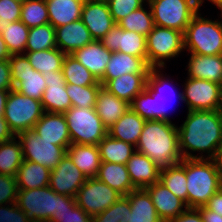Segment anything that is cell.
<instances>
[{"instance_id": "29", "label": "cell", "mask_w": 222, "mask_h": 222, "mask_svg": "<svg viewBox=\"0 0 222 222\" xmlns=\"http://www.w3.org/2000/svg\"><path fill=\"white\" fill-rule=\"evenodd\" d=\"M66 154L86 178H96L101 164L98 145L71 144Z\"/></svg>"}, {"instance_id": "30", "label": "cell", "mask_w": 222, "mask_h": 222, "mask_svg": "<svg viewBox=\"0 0 222 222\" xmlns=\"http://www.w3.org/2000/svg\"><path fill=\"white\" fill-rule=\"evenodd\" d=\"M48 8L49 23L54 27L81 19L85 0H45Z\"/></svg>"}, {"instance_id": "15", "label": "cell", "mask_w": 222, "mask_h": 222, "mask_svg": "<svg viewBox=\"0 0 222 222\" xmlns=\"http://www.w3.org/2000/svg\"><path fill=\"white\" fill-rule=\"evenodd\" d=\"M99 41L111 52L119 51L147 62L146 36L142 34L124 30L115 24Z\"/></svg>"}, {"instance_id": "17", "label": "cell", "mask_w": 222, "mask_h": 222, "mask_svg": "<svg viewBox=\"0 0 222 222\" xmlns=\"http://www.w3.org/2000/svg\"><path fill=\"white\" fill-rule=\"evenodd\" d=\"M46 82V89L41 98L44 112L64 113L72 103L67 94L66 81L62 70L43 73Z\"/></svg>"}, {"instance_id": "43", "label": "cell", "mask_w": 222, "mask_h": 222, "mask_svg": "<svg viewBox=\"0 0 222 222\" xmlns=\"http://www.w3.org/2000/svg\"><path fill=\"white\" fill-rule=\"evenodd\" d=\"M102 85L80 86L66 84L67 94L73 107L94 108L98 91Z\"/></svg>"}, {"instance_id": "41", "label": "cell", "mask_w": 222, "mask_h": 222, "mask_svg": "<svg viewBox=\"0 0 222 222\" xmlns=\"http://www.w3.org/2000/svg\"><path fill=\"white\" fill-rule=\"evenodd\" d=\"M148 9L150 10H145V7L142 6L141 8L132 11L117 24L124 30L134 31L147 36L155 26L150 6Z\"/></svg>"}, {"instance_id": "50", "label": "cell", "mask_w": 222, "mask_h": 222, "mask_svg": "<svg viewBox=\"0 0 222 222\" xmlns=\"http://www.w3.org/2000/svg\"><path fill=\"white\" fill-rule=\"evenodd\" d=\"M14 89L9 60H0V90Z\"/></svg>"}, {"instance_id": "56", "label": "cell", "mask_w": 222, "mask_h": 222, "mask_svg": "<svg viewBox=\"0 0 222 222\" xmlns=\"http://www.w3.org/2000/svg\"><path fill=\"white\" fill-rule=\"evenodd\" d=\"M11 57V54L9 53V50L7 49L5 41L2 39L1 33H0V60H9Z\"/></svg>"}, {"instance_id": "2", "label": "cell", "mask_w": 222, "mask_h": 222, "mask_svg": "<svg viewBox=\"0 0 222 222\" xmlns=\"http://www.w3.org/2000/svg\"><path fill=\"white\" fill-rule=\"evenodd\" d=\"M178 126L172 121L146 120L136 151L148 156L159 168L180 163Z\"/></svg>"}, {"instance_id": "7", "label": "cell", "mask_w": 222, "mask_h": 222, "mask_svg": "<svg viewBox=\"0 0 222 222\" xmlns=\"http://www.w3.org/2000/svg\"><path fill=\"white\" fill-rule=\"evenodd\" d=\"M63 114L67 121L71 144L98 145L107 135V128L95 108L72 106Z\"/></svg>"}, {"instance_id": "33", "label": "cell", "mask_w": 222, "mask_h": 222, "mask_svg": "<svg viewBox=\"0 0 222 222\" xmlns=\"http://www.w3.org/2000/svg\"><path fill=\"white\" fill-rule=\"evenodd\" d=\"M51 170L38 163L23 160L16 176L18 190L42 188L49 185Z\"/></svg>"}, {"instance_id": "18", "label": "cell", "mask_w": 222, "mask_h": 222, "mask_svg": "<svg viewBox=\"0 0 222 222\" xmlns=\"http://www.w3.org/2000/svg\"><path fill=\"white\" fill-rule=\"evenodd\" d=\"M81 20L94 40L102 39L116 24L106 1L85 0Z\"/></svg>"}, {"instance_id": "24", "label": "cell", "mask_w": 222, "mask_h": 222, "mask_svg": "<svg viewBox=\"0 0 222 222\" xmlns=\"http://www.w3.org/2000/svg\"><path fill=\"white\" fill-rule=\"evenodd\" d=\"M109 51L99 40L75 50L71 56L86 67L99 81L105 73L106 65L111 58Z\"/></svg>"}, {"instance_id": "40", "label": "cell", "mask_w": 222, "mask_h": 222, "mask_svg": "<svg viewBox=\"0 0 222 222\" xmlns=\"http://www.w3.org/2000/svg\"><path fill=\"white\" fill-rule=\"evenodd\" d=\"M28 35L29 28L21 20L11 22L1 32L2 39L5 41L11 55L25 54Z\"/></svg>"}, {"instance_id": "3", "label": "cell", "mask_w": 222, "mask_h": 222, "mask_svg": "<svg viewBox=\"0 0 222 222\" xmlns=\"http://www.w3.org/2000/svg\"><path fill=\"white\" fill-rule=\"evenodd\" d=\"M162 69L163 68L150 69L147 77V87L139 93L130 104L131 109L145 120L171 121L167 114L169 108L168 103L173 100L172 97L174 98L175 96V98L183 101L182 92L178 93L174 89L171 83L172 81L168 79L169 77L167 76L166 78V75L163 76L161 73L160 70ZM164 91L166 92L165 94L171 91V95L163 94Z\"/></svg>"}, {"instance_id": "6", "label": "cell", "mask_w": 222, "mask_h": 222, "mask_svg": "<svg viewBox=\"0 0 222 222\" xmlns=\"http://www.w3.org/2000/svg\"><path fill=\"white\" fill-rule=\"evenodd\" d=\"M184 49L197 55H222V21L192 17L184 33Z\"/></svg>"}, {"instance_id": "13", "label": "cell", "mask_w": 222, "mask_h": 222, "mask_svg": "<svg viewBox=\"0 0 222 222\" xmlns=\"http://www.w3.org/2000/svg\"><path fill=\"white\" fill-rule=\"evenodd\" d=\"M123 195L112 189L106 183L97 178H87L86 182L78 190L75 201L88 215L94 217L108 209Z\"/></svg>"}, {"instance_id": "19", "label": "cell", "mask_w": 222, "mask_h": 222, "mask_svg": "<svg viewBox=\"0 0 222 222\" xmlns=\"http://www.w3.org/2000/svg\"><path fill=\"white\" fill-rule=\"evenodd\" d=\"M32 130L54 145L65 146L66 148L71 145V137L63 113L44 112Z\"/></svg>"}, {"instance_id": "20", "label": "cell", "mask_w": 222, "mask_h": 222, "mask_svg": "<svg viewBox=\"0 0 222 222\" xmlns=\"http://www.w3.org/2000/svg\"><path fill=\"white\" fill-rule=\"evenodd\" d=\"M145 190L150 195L155 210L163 222H169L188 208L183 200L176 197L160 181L149 185Z\"/></svg>"}, {"instance_id": "37", "label": "cell", "mask_w": 222, "mask_h": 222, "mask_svg": "<svg viewBox=\"0 0 222 222\" xmlns=\"http://www.w3.org/2000/svg\"><path fill=\"white\" fill-rule=\"evenodd\" d=\"M30 65L41 74L48 71L62 70L63 61L66 56L59 48L43 51L25 52Z\"/></svg>"}, {"instance_id": "27", "label": "cell", "mask_w": 222, "mask_h": 222, "mask_svg": "<svg viewBox=\"0 0 222 222\" xmlns=\"http://www.w3.org/2000/svg\"><path fill=\"white\" fill-rule=\"evenodd\" d=\"M95 111L102 120L103 125L109 129L120 117H122L130 108V104L117 98L101 87L98 91Z\"/></svg>"}, {"instance_id": "16", "label": "cell", "mask_w": 222, "mask_h": 222, "mask_svg": "<svg viewBox=\"0 0 222 222\" xmlns=\"http://www.w3.org/2000/svg\"><path fill=\"white\" fill-rule=\"evenodd\" d=\"M86 176L65 154L58 166L51 170L49 187L56 193L75 198L78 190L86 182Z\"/></svg>"}, {"instance_id": "28", "label": "cell", "mask_w": 222, "mask_h": 222, "mask_svg": "<svg viewBox=\"0 0 222 222\" xmlns=\"http://www.w3.org/2000/svg\"><path fill=\"white\" fill-rule=\"evenodd\" d=\"M146 120L135 113L131 107L109 129L107 134L136 147Z\"/></svg>"}, {"instance_id": "46", "label": "cell", "mask_w": 222, "mask_h": 222, "mask_svg": "<svg viewBox=\"0 0 222 222\" xmlns=\"http://www.w3.org/2000/svg\"><path fill=\"white\" fill-rule=\"evenodd\" d=\"M23 1L0 0V33L3 32L11 22L20 20Z\"/></svg>"}, {"instance_id": "21", "label": "cell", "mask_w": 222, "mask_h": 222, "mask_svg": "<svg viewBox=\"0 0 222 222\" xmlns=\"http://www.w3.org/2000/svg\"><path fill=\"white\" fill-rule=\"evenodd\" d=\"M57 48L66 55L94 41L81 19L55 28Z\"/></svg>"}, {"instance_id": "51", "label": "cell", "mask_w": 222, "mask_h": 222, "mask_svg": "<svg viewBox=\"0 0 222 222\" xmlns=\"http://www.w3.org/2000/svg\"><path fill=\"white\" fill-rule=\"evenodd\" d=\"M169 222H204L200 211L197 208H187L176 218Z\"/></svg>"}, {"instance_id": "10", "label": "cell", "mask_w": 222, "mask_h": 222, "mask_svg": "<svg viewBox=\"0 0 222 222\" xmlns=\"http://www.w3.org/2000/svg\"><path fill=\"white\" fill-rule=\"evenodd\" d=\"M155 26L185 31L192 17L199 11L194 0H147Z\"/></svg>"}, {"instance_id": "42", "label": "cell", "mask_w": 222, "mask_h": 222, "mask_svg": "<svg viewBox=\"0 0 222 222\" xmlns=\"http://www.w3.org/2000/svg\"><path fill=\"white\" fill-rule=\"evenodd\" d=\"M20 20L28 28H33L49 23L46 1L24 0L21 7Z\"/></svg>"}, {"instance_id": "1", "label": "cell", "mask_w": 222, "mask_h": 222, "mask_svg": "<svg viewBox=\"0 0 222 222\" xmlns=\"http://www.w3.org/2000/svg\"><path fill=\"white\" fill-rule=\"evenodd\" d=\"M177 129L183 159H213L222 143V111H188L186 120ZM196 151L202 154L191 153ZM203 153L208 155L204 157Z\"/></svg>"}, {"instance_id": "52", "label": "cell", "mask_w": 222, "mask_h": 222, "mask_svg": "<svg viewBox=\"0 0 222 222\" xmlns=\"http://www.w3.org/2000/svg\"><path fill=\"white\" fill-rule=\"evenodd\" d=\"M205 206L222 216V188L210 197Z\"/></svg>"}, {"instance_id": "8", "label": "cell", "mask_w": 222, "mask_h": 222, "mask_svg": "<svg viewBox=\"0 0 222 222\" xmlns=\"http://www.w3.org/2000/svg\"><path fill=\"white\" fill-rule=\"evenodd\" d=\"M44 114L40 100H36L12 89L9 91L3 117L14 136L32 130Z\"/></svg>"}, {"instance_id": "44", "label": "cell", "mask_w": 222, "mask_h": 222, "mask_svg": "<svg viewBox=\"0 0 222 222\" xmlns=\"http://www.w3.org/2000/svg\"><path fill=\"white\" fill-rule=\"evenodd\" d=\"M131 211L129 199L122 196L108 209L93 217L94 222H128V213Z\"/></svg>"}, {"instance_id": "34", "label": "cell", "mask_w": 222, "mask_h": 222, "mask_svg": "<svg viewBox=\"0 0 222 222\" xmlns=\"http://www.w3.org/2000/svg\"><path fill=\"white\" fill-rule=\"evenodd\" d=\"M101 162L126 165L136 151V147L122 140L110 137L108 134L98 143Z\"/></svg>"}, {"instance_id": "38", "label": "cell", "mask_w": 222, "mask_h": 222, "mask_svg": "<svg viewBox=\"0 0 222 222\" xmlns=\"http://www.w3.org/2000/svg\"><path fill=\"white\" fill-rule=\"evenodd\" d=\"M62 73L66 84L80 86L102 85L86 67L71 55L65 56Z\"/></svg>"}, {"instance_id": "25", "label": "cell", "mask_w": 222, "mask_h": 222, "mask_svg": "<svg viewBox=\"0 0 222 222\" xmlns=\"http://www.w3.org/2000/svg\"><path fill=\"white\" fill-rule=\"evenodd\" d=\"M149 73H128L109 80L103 88L117 98L131 104L134 98L147 87Z\"/></svg>"}, {"instance_id": "23", "label": "cell", "mask_w": 222, "mask_h": 222, "mask_svg": "<svg viewBox=\"0 0 222 222\" xmlns=\"http://www.w3.org/2000/svg\"><path fill=\"white\" fill-rule=\"evenodd\" d=\"M151 67L140 57L132 56L119 51L112 52L106 65L104 76L99 80L102 87L111 79L128 73H149Z\"/></svg>"}, {"instance_id": "9", "label": "cell", "mask_w": 222, "mask_h": 222, "mask_svg": "<svg viewBox=\"0 0 222 222\" xmlns=\"http://www.w3.org/2000/svg\"><path fill=\"white\" fill-rule=\"evenodd\" d=\"M146 48L147 64L151 68H164L165 61L178 57L180 53L185 51L183 32L154 26L146 36Z\"/></svg>"}, {"instance_id": "31", "label": "cell", "mask_w": 222, "mask_h": 222, "mask_svg": "<svg viewBox=\"0 0 222 222\" xmlns=\"http://www.w3.org/2000/svg\"><path fill=\"white\" fill-rule=\"evenodd\" d=\"M96 178L117 190L123 196H127L136 189L124 164L101 162Z\"/></svg>"}, {"instance_id": "5", "label": "cell", "mask_w": 222, "mask_h": 222, "mask_svg": "<svg viewBox=\"0 0 222 222\" xmlns=\"http://www.w3.org/2000/svg\"><path fill=\"white\" fill-rule=\"evenodd\" d=\"M16 204L31 222H49L62 207H73L75 198L56 193L49 186L18 190Z\"/></svg>"}, {"instance_id": "49", "label": "cell", "mask_w": 222, "mask_h": 222, "mask_svg": "<svg viewBox=\"0 0 222 222\" xmlns=\"http://www.w3.org/2000/svg\"><path fill=\"white\" fill-rule=\"evenodd\" d=\"M0 222H31L28 215L16 204L0 205Z\"/></svg>"}, {"instance_id": "14", "label": "cell", "mask_w": 222, "mask_h": 222, "mask_svg": "<svg viewBox=\"0 0 222 222\" xmlns=\"http://www.w3.org/2000/svg\"><path fill=\"white\" fill-rule=\"evenodd\" d=\"M9 63L14 89L27 97L41 101L46 89L43 74L33 69L25 54L11 55Z\"/></svg>"}, {"instance_id": "53", "label": "cell", "mask_w": 222, "mask_h": 222, "mask_svg": "<svg viewBox=\"0 0 222 222\" xmlns=\"http://www.w3.org/2000/svg\"><path fill=\"white\" fill-rule=\"evenodd\" d=\"M197 209L200 211L204 222H222V216L208 209L206 206H201Z\"/></svg>"}, {"instance_id": "12", "label": "cell", "mask_w": 222, "mask_h": 222, "mask_svg": "<svg viewBox=\"0 0 222 222\" xmlns=\"http://www.w3.org/2000/svg\"><path fill=\"white\" fill-rule=\"evenodd\" d=\"M186 78L182 96L188 111L222 109V85L208 80Z\"/></svg>"}, {"instance_id": "54", "label": "cell", "mask_w": 222, "mask_h": 222, "mask_svg": "<svg viewBox=\"0 0 222 222\" xmlns=\"http://www.w3.org/2000/svg\"><path fill=\"white\" fill-rule=\"evenodd\" d=\"M14 134L8 127L7 121L3 116H0V143L11 140Z\"/></svg>"}, {"instance_id": "32", "label": "cell", "mask_w": 222, "mask_h": 222, "mask_svg": "<svg viewBox=\"0 0 222 222\" xmlns=\"http://www.w3.org/2000/svg\"><path fill=\"white\" fill-rule=\"evenodd\" d=\"M126 197L129 199L131 208L127 217L128 222H163L145 189H135Z\"/></svg>"}, {"instance_id": "57", "label": "cell", "mask_w": 222, "mask_h": 222, "mask_svg": "<svg viewBox=\"0 0 222 222\" xmlns=\"http://www.w3.org/2000/svg\"><path fill=\"white\" fill-rule=\"evenodd\" d=\"M9 91L0 90V116H3Z\"/></svg>"}, {"instance_id": "55", "label": "cell", "mask_w": 222, "mask_h": 222, "mask_svg": "<svg viewBox=\"0 0 222 222\" xmlns=\"http://www.w3.org/2000/svg\"><path fill=\"white\" fill-rule=\"evenodd\" d=\"M212 160L222 176V143L217 148L216 154Z\"/></svg>"}, {"instance_id": "35", "label": "cell", "mask_w": 222, "mask_h": 222, "mask_svg": "<svg viewBox=\"0 0 222 222\" xmlns=\"http://www.w3.org/2000/svg\"><path fill=\"white\" fill-rule=\"evenodd\" d=\"M159 181L187 205L186 159L176 165L162 168Z\"/></svg>"}, {"instance_id": "48", "label": "cell", "mask_w": 222, "mask_h": 222, "mask_svg": "<svg viewBox=\"0 0 222 222\" xmlns=\"http://www.w3.org/2000/svg\"><path fill=\"white\" fill-rule=\"evenodd\" d=\"M17 193L16 177L0 174V205L16 203Z\"/></svg>"}, {"instance_id": "36", "label": "cell", "mask_w": 222, "mask_h": 222, "mask_svg": "<svg viewBox=\"0 0 222 222\" xmlns=\"http://www.w3.org/2000/svg\"><path fill=\"white\" fill-rule=\"evenodd\" d=\"M14 136L11 140L0 143V174L16 177L23 162L22 146Z\"/></svg>"}, {"instance_id": "45", "label": "cell", "mask_w": 222, "mask_h": 222, "mask_svg": "<svg viewBox=\"0 0 222 222\" xmlns=\"http://www.w3.org/2000/svg\"><path fill=\"white\" fill-rule=\"evenodd\" d=\"M145 1V2H144ZM111 16L117 24L121 19L125 18L132 11H135L147 3V0H107Z\"/></svg>"}, {"instance_id": "26", "label": "cell", "mask_w": 222, "mask_h": 222, "mask_svg": "<svg viewBox=\"0 0 222 222\" xmlns=\"http://www.w3.org/2000/svg\"><path fill=\"white\" fill-rule=\"evenodd\" d=\"M188 77L208 80L222 85V55L190 54Z\"/></svg>"}, {"instance_id": "11", "label": "cell", "mask_w": 222, "mask_h": 222, "mask_svg": "<svg viewBox=\"0 0 222 222\" xmlns=\"http://www.w3.org/2000/svg\"><path fill=\"white\" fill-rule=\"evenodd\" d=\"M16 137L21 142L23 160L38 163L50 170L55 169L66 154L65 146L54 145L33 130L23 131Z\"/></svg>"}, {"instance_id": "22", "label": "cell", "mask_w": 222, "mask_h": 222, "mask_svg": "<svg viewBox=\"0 0 222 222\" xmlns=\"http://www.w3.org/2000/svg\"><path fill=\"white\" fill-rule=\"evenodd\" d=\"M131 182L136 189H145L159 181V168L148 156L137 151L126 164Z\"/></svg>"}, {"instance_id": "39", "label": "cell", "mask_w": 222, "mask_h": 222, "mask_svg": "<svg viewBox=\"0 0 222 222\" xmlns=\"http://www.w3.org/2000/svg\"><path fill=\"white\" fill-rule=\"evenodd\" d=\"M57 48L55 28L46 23L29 28L25 52L43 51Z\"/></svg>"}, {"instance_id": "4", "label": "cell", "mask_w": 222, "mask_h": 222, "mask_svg": "<svg viewBox=\"0 0 222 222\" xmlns=\"http://www.w3.org/2000/svg\"><path fill=\"white\" fill-rule=\"evenodd\" d=\"M187 207L205 206L222 188V176L212 159H186Z\"/></svg>"}, {"instance_id": "47", "label": "cell", "mask_w": 222, "mask_h": 222, "mask_svg": "<svg viewBox=\"0 0 222 222\" xmlns=\"http://www.w3.org/2000/svg\"><path fill=\"white\" fill-rule=\"evenodd\" d=\"M93 219L82 208L75 204L73 207H62L53 214L49 222H90Z\"/></svg>"}, {"instance_id": "58", "label": "cell", "mask_w": 222, "mask_h": 222, "mask_svg": "<svg viewBox=\"0 0 222 222\" xmlns=\"http://www.w3.org/2000/svg\"><path fill=\"white\" fill-rule=\"evenodd\" d=\"M208 1H210V3H212V4H215V6L218 7V9H220V11H221V9H222V0H208ZM203 2H204V0H199L197 2L198 10H200L201 5L203 4Z\"/></svg>"}]
</instances>
